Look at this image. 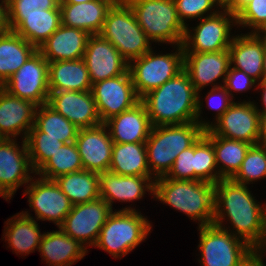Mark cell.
<instances>
[{"label": "cell", "instance_id": "obj_10", "mask_svg": "<svg viewBox=\"0 0 266 266\" xmlns=\"http://www.w3.org/2000/svg\"><path fill=\"white\" fill-rule=\"evenodd\" d=\"M210 13L200 19L199 25L193 28L194 33L190 34L186 26L182 44L184 52H216L230 47V29L233 23L236 24V13L229 8Z\"/></svg>", "mask_w": 266, "mask_h": 266}, {"label": "cell", "instance_id": "obj_25", "mask_svg": "<svg viewBox=\"0 0 266 266\" xmlns=\"http://www.w3.org/2000/svg\"><path fill=\"white\" fill-rule=\"evenodd\" d=\"M90 34L78 28H59L37 49L48 62L82 59Z\"/></svg>", "mask_w": 266, "mask_h": 266}, {"label": "cell", "instance_id": "obj_37", "mask_svg": "<svg viewBox=\"0 0 266 266\" xmlns=\"http://www.w3.org/2000/svg\"><path fill=\"white\" fill-rule=\"evenodd\" d=\"M194 180L216 184L221 180L213 148V135L204 134L194 143ZM217 168V170H216ZM215 171V172H214Z\"/></svg>", "mask_w": 266, "mask_h": 266}, {"label": "cell", "instance_id": "obj_4", "mask_svg": "<svg viewBox=\"0 0 266 266\" xmlns=\"http://www.w3.org/2000/svg\"><path fill=\"white\" fill-rule=\"evenodd\" d=\"M205 132L196 122L154 126L145 142L150 173L156 178L165 176L176 157L191 147Z\"/></svg>", "mask_w": 266, "mask_h": 266}, {"label": "cell", "instance_id": "obj_7", "mask_svg": "<svg viewBox=\"0 0 266 266\" xmlns=\"http://www.w3.org/2000/svg\"><path fill=\"white\" fill-rule=\"evenodd\" d=\"M99 35L112 43L128 62L152 49L150 40L124 0H117L108 10Z\"/></svg>", "mask_w": 266, "mask_h": 266}, {"label": "cell", "instance_id": "obj_6", "mask_svg": "<svg viewBox=\"0 0 266 266\" xmlns=\"http://www.w3.org/2000/svg\"><path fill=\"white\" fill-rule=\"evenodd\" d=\"M151 226L137 210L130 207L120 209L109 215L94 247L101 248L114 258H121L147 238Z\"/></svg>", "mask_w": 266, "mask_h": 266}, {"label": "cell", "instance_id": "obj_27", "mask_svg": "<svg viewBox=\"0 0 266 266\" xmlns=\"http://www.w3.org/2000/svg\"><path fill=\"white\" fill-rule=\"evenodd\" d=\"M10 29L37 49L61 25V10H45L43 14L8 15Z\"/></svg>", "mask_w": 266, "mask_h": 266}, {"label": "cell", "instance_id": "obj_53", "mask_svg": "<svg viewBox=\"0 0 266 266\" xmlns=\"http://www.w3.org/2000/svg\"><path fill=\"white\" fill-rule=\"evenodd\" d=\"M260 33H262L261 35H262L263 37H266V26H265V28H264ZM263 34H264V35H263Z\"/></svg>", "mask_w": 266, "mask_h": 266}, {"label": "cell", "instance_id": "obj_8", "mask_svg": "<svg viewBox=\"0 0 266 266\" xmlns=\"http://www.w3.org/2000/svg\"><path fill=\"white\" fill-rule=\"evenodd\" d=\"M133 61V62H132ZM135 91L141 99L150 91L176 77L184 70V49L177 45L175 53L157 54L152 49L129 62L128 68Z\"/></svg>", "mask_w": 266, "mask_h": 266}, {"label": "cell", "instance_id": "obj_26", "mask_svg": "<svg viewBox=\"0 0 266 266\" xmlns=\"http://www.w3.org/2000/svg\"><path fill=\"white\" fill-rule=\"evenodd\" d=\"M117 0H92L77 4H59L61 24L78 28L90 35L99 34L108 10Z\"/></svg>", "mask_w": 266, "mask_h": 266}, {"label": "cell", "instance_id": "obj_30", "mask_svg": "<svg viewBox=\"0 0 266 266\" xmlns=\"http://www.w3.org/2000/svg\"><path fill=\"white\" fill-rule=\"evenodd\" d=\"M108 171L124 176L151 177L145 142L114 143Z\"/></svg>", "mask_w": 266, "mask_h": 266}, {"label": "cell", "instance_id": "obj_20", "mask_svg": "<svg viewBox=\"0 0 266 266\" xmlns=\"http://www.w3.org/2000/svg\"><path fill=\"white\" fill-rule=\"evenodd\" d=\"M75 143L84 170L98 174L109 170L114 143L104 123L79 129Z\"/></svg>", "mask_w": 266, "mask_h": 266}, {"label": "cell", "instance_id": "obj_44", "mask_svg": "<svg viewBox=\"0 0 266 266\" xmlns=\"http://www.w3.org/2000/svg\"><path fill=\"white\" fill-rule=\"evenodd\" d=\"M256 83V80L247 75L245 72L230 66L223 86L229 92L230 96L233 97L234 95L232 94V90L233 92L246 91L252 88V86Z\"/></svg>", "mask_w": 266, "mask_h": 266}, {"label": "cell", "instance_id": "obj_18", "mask_svg": "<svg viewBox=\"0 0 266 266\" xmlns=\"http://www.w3.org/2000/svg\"><path fill=\"white\" fill-rule=\"evenodd\" d=\"M83 59L92 84L122 75L129 68V62L114 45L99 34L89 36Z\"/></svg>", "mask_w": 266, "mask_h": 266}, {"label": "cell", "instance_id": "obj_23", "mask_svg": "<svg viewBox=\"0 0 266 266\" xmlns=\"http://www.w3.org/2000/svg\"><path fill=\"white\" fill-rule=\"evenodd\" d=\"M104 124L113 143L146 142L153 127L141 101L131 109L111 117Z\"/></svg>", "mask_w": 266, "mask_h": 266}, {"label": "cell", "instance_id": "obj_15", "mask_svg": "<svg viewBox=\"0 0 266 266\" xmlns=\"http://www.w3.org/2000/svg\"><path fill=\"white\" fill-rule=\"evenodd\" d=\"M216 121L205 130L208 134L252 145L259 143L260 113L254 102H234Z\"/></svg>", "mask_w": 266, "mask_h": 266}, {"label": "cell", "instance_id": "obj_45", "mask_svg": "<svg viewBox=\"0 0 266 266\" xmlns=\"http://www.w3.org/2000/svg\"><path fill=\"white\" fill-rule=\"evenodd\" d=\"M220 85L221 86L219 87H212L210 92H208L207 97L205 98V99H208L207 103H208L209 108L217 111L216 120H218L234 103L232 100L233 98L230 97V94L226 90V88L222 84ZM216 95L220 97L218 98Z\"/></svg>", "mask_w": 266, "mask_h": 266}, {"label": "cell", "instance_id": "obj_32", "mask_svg": "<svg viewBox=\"0 0 266 266\" xmlns=\"http://www.w3.org/2000/svg\"><path fill=\"white\" fill-rule=\"evenodd\" d=\"M13 217V219L7 220L4 233L9 247L15 250V253L22 255L38 249L43 234L40 233L37 222L29 215L28 211L25 213L22 211Z\"/></svg>", "mask_w": 266, "mask_h": 266}, {"label": "cell", "instance_id": "obj_47", "mask_svg": "<svg viewBox=\"0 0 266 266\" xmlns=\"http://www.w3.org/2000/svg\"><path fill=\"white\" fill-rule=\"evenodd\" d=\"M10 24L8 19V4L7 1L0 3V35L9 32Z\"/></svg>", "mask_w": 266, "mask_h": 266}, {"label": "cell", "instance_id": "obj_51", "mask_svg": "<svg viewBox=\"0 0 266 266\" xmlns=\"http://www.w3.org/2000/svg\"><path fill=\"white\" fill-rule=\"evenodd\" d=\"M92 0H60L59 4H77V3H85Z\"/></svg>", "mask_w": 266, "mask_h": 266}, {"label": "cell", "instance_id": "obj_33", "mask_svg": "<svg viewBox=\"0 0 266 266\" xmlns=\"http://www.w3.org/2000/svg\"><path fill=\"white\" fill-rule=\"evenodd\" d=\"M54 180L73 205L100 198L98 173L83 169L63 174Z\"/></svg>", "mask_w": 266, "mask_h": 266}, {"label": "cell", "instance_id": "obj_34", "mask_svg": "<svg viewBox=\"0 0 266 266\" xmlns=\"http://www.w3.org/2000/svg\"><path fill=\"white\" fill-rule=\"evenodd\" d=\"M252 144L213 135L216 164L222 179H232L240 170ZM222 166H221V165Z\"/></svg>", "mask_w": 266, "mask_h": 266}, {"label": "cell", "instance_id": "obj_14", "mask_svg": "<svg viewBox=\"0 0 266 266\" xmlns=\"http://www.w3.org/2000/svg\"><path fill=\"white\" fill-rule=\"evenodd\" d=\"M112 208L102 198L75 204L59 227L82 245L94 246Z\"/></svg>", "mask_w": 266, "mask_h": 266}, {"label": "cell", "instance_id": "obj_46", "mask_svg": "<svg viewBox=\"0 0 266 266\" xmlns=\"http://www.w3.org/2000/svg\"><path fill=\"white\" fill-rule=\"evenodd\" d=\"M265 249H253L249 255L241 262L240 266H265L262 261V251ZM261 253V254H260Z\"/></svg>", "mask_w": 266, "mask_h": 266}, {"label": "cell", "instance_id": "obj_17", "mask_svg": "<svg viewBox=\"0 0 266 266\" xmlns=\"http://www.w3.org/2000/svg\"><path fill=\"white\" fill-rule=\"evenodd\" d=\"M28 194L29 206L34 209L38 220H48L60 227L72 210L73 204L61 191L55 180L38 178L30 181L24 196Z\"/></svg>", "mask_w": 266, "mask_h": 266}, {"label": "cell", "instance_id": "obj_2", "mask_svg": "<svg viewBox=\"0 0 266 266\" xmlns=\"http://www.w3.org/2000/svg\"><path fill=\"white\" fill-rule=\"evenodd\" d=\"M152 126L195 122L198 92L183 70L141 98Z\"/></svg>", "mask_w": 266, "mask_h": 266}, {"label": "cell", "instance_id": "obj_48", "mask_svg": "<svg viewBox=\"0 0 266 266\" xmlns=\"http://www.w3.org/2000/svg\"><path fill=\"white\" fill-rule=\"evenodd\" d=\"M249 0H218L221 8H229L236 13Z\"/></svg>", "mask_w": 266, "mask_h": 266}, {"label": "cell", "instance_id": "obj_50", "mask_svg": "<svg viewBox=\"0 0 266 266\" xmlns=\"http://www.w3.org/2000/svg\"><path fill=\"white\" fill-rule=\"evenodd\" d=\"M258 87L263 91L262 101L265 106L263 110L258 109V111L260 114H266V79H263L260 83L258 82Z\"/></svg>", "mask_w": 266, "mask_h": 266}, {"label": "cell", "instance_id": "obj_1", "mask_svg": "<svg viewBox=\"0 0 266 266\" xmlns=\"http://www.w3.org/2000/svg\"><path fill=\"white\" fill-rule=\"evenodd\" d=\"M225 215L235 228V233L232 232L234 236L254 249L266 250L265 205L261 207L255 201L245 184L233 179H221L215 184L213 223L222 227Z\"/></svg>", "mask_w": 266, "mask_h": 266}, {"label": "cell", "instance_id": "obj_24", "mask_svg": "<svg viewBox=\"0 0 266 266\" xmlns=\"http://www.w3.org/2000/svg\"><path fill=\"white\" fill-rule=\"evenodd\" d=\"M153 177L124 176L105 171L99 174L100 198L112 208L115 200L132 202L141 199L145 191H154Z\"/></svg>", "mask_w": 266, "mask_h": 266}, {"label": "cell", "instance_id": "obj_13", "mask_svg": "<svg viewBox=\"0 0 266 266\" xmlns=\"http://www.w3.org/2000/svg\"><path fill=\"white\" fill-rule=\"evenodd\" d=\"M91 92L102 123L131 109L141 101L129 70L122 75L92 84Z\"/></svg>", "mask_w": 266, "mask_h": 266}, {"label": "cell", "instance_id": "obj_39", "mask_svg": "<svg viewBox=\"0 0 266 266\" xmlns=\"http://www.w3.org/2000/svg\"><path fill=\"white\" fill-rule=\"evenodd\" d=\"M266 177V146L251 145L240 170L232 178L235 182L247 185L249 182Z\"/></svg>", "mask_w": 266, "mask_h": 266}, {"label": "cell", "instance_id": "obj_40", "mask_svg": "<svg viewBox=\"0 0 266 266\" xmlns=\"http://www.w3.org/2000/svg\"><path fill=\"white\" fill-rule=\"evenodd\" d=\"M260 33L266 26V0H249L236 12V24Z\"/></svg>", "mask_w": 266, "mask_h": 266}, {"label": "cell", "instance_id": "obj_9", "mask_svg": "<svg viewBox=\"0 0 266 266\" xmlns=\"http://www.w3.org/2000/svg\"><path fill=\"white\" fill-rule=\"evenodd\" d=\"M210 224L199 226L202 266H240L254 249L231 230Z\"/></svg>", "mask_w": 266, "mask_h": 266}, {"label": "cell", "instance_id": "obj_19", "mask_svg": "<svg viewBox=\"0 0 266 266\" xmlns=\"http://www.w3.org/2000/svg\"><path fill=\"white\" fill-rule=\"evenodd\" d=\"M47 104L79 129L102 124L91 91H50Z\"/></svg>", "mask_w": 266, "mask_h": 266}, {"label": "cell", "instance_id": "obj_16", "mask_svg": "<svg viewBox=\"0 0 266 266\" xmlns=\"http://www.w3.org/2000/svg\"><path fill=\"white\" fill-rule=\"evenodd\" d=\"M22 142L20 149L13 138H0V196L5 200H10L19 186L33 180L29 175L34 170L29 160L27 144L24 139Z\"/></svg>", "mask_w": 266, "mask_h": 266}, {"label": "cell", "instance_id": "obj_42", "mask_svg": "<svg viewBox=\"0 0 266 266\" xmlns=\"http://www.w3.org/2000/svg\"><path fill=\"white\" fill-rule=\"evenodd\" d=\"M177 15L184 26L185 19H193L199 17L202 19L209 10L216 6L221 7L218 0H174Z\"/></svg>", "mask_w": 266, "mask_h": 266}, {"label": "cell", "instance_id": "obj_21", "mask_svg": "<svg viewBox=\"0 0 266 266\" xmlns=\"http://www.w3.org/2000/svg\"><path fill=\"white\" fill-rule=\"evenodd\" d=\"M36 109L32 101L13 96L0 87V138L12 139L24 131L25 140L34 126Z\"/></svg>", "mask_w": 266, "mask_h": 266}, {"label": "cell", "instance_id": "obj_12", "mask_svg": "<svg viewBox=\"0 0 266 266\" xmlns=\"http://www.w3.org/2000/svg\"><path fill=\"white\" fill-rule=\"evenodd\" d=\"M9 94L32 101L37 106L48 103V61L37 50L2 86Z\"/></svg>", "mask_w": 266, "mask_h": 266}, {"label": "cell", "instance_id": "obj_29", "mask_svg": "<svg viewBox=\"0 0 266 266\" xmlns=\"http://www.w3.org/2000/svg\"><path fill=\"white\" fill-rule=\"evenodd\" d=\"M49 91H91L84 59L48 62Z\"/></svg>", "mask_w": 266, "mask_h": 266}, {"label": "cell", "instance_id": "obj_3", "mask_svg": "<svg viewBox=\"0 0 266 266\" xmlns=\"http://www.w3.org/2000/svg\"><path fill=\"white\" fill-rule=\"evenodd\" d=\"M153 195L192 220L200 221L199 226L213 224L215 184L162 176L154 181Z\"/></svg>", "mask_w": 266, "mask_h": 266}, {"label": "cell", "instance_id": "obj_41", "mask_svg": "<svg viewBox=\"0 0 266 266\" xmlns=\"http://www.w3.org/2000/svg\"><path fill=\"white\" fill-rule=\"evenodd\" d=\"M60 0H7L8 15L43 14L45 10H60Z\"/></svg>", "mask_w": 266, "mask_h": 266}, {"label": "cell", "instance_id": "obj_38", "mask_svg": "<svg viewBox=\"0 0 266 266\" xmlns=\"http://www.w3.org/2000/svg\"><path fill=\"white\" fill-rule=\"evenodd\" d=\"M29 160L36 173L64 143L56 138L43 137V132L33 126L26 138Z\"/></svg>", "mask_w": 266, "mask_h": 266}, {"label": "cell", "instance_id": "obj_28", "mask_svg": "<svg viewBox=\"0 0 266 266\" xmlns=\"http://www.w3.org/2000/svg\"><path fill=\"white\" fill-rule=\"evenodd\" d=\"M38 251L49 266H71L81 260L88 250L86 245L59 228L58 231L43 233Z\"/></svg>", "mask_w": 266, "mask_h": 266}, {"label": "cell", "instance_id": "obj_52", "mask_svg": "<svg viewBox=\"0 0 266 266\" xmlns=\"http://www.w3.org/2000/svg\"><path fill=\"white\" fill-rule=\"evenodd\" d=\"M265 42H266V37H264ZM263 71H264V79H266V50L264 54V59H263Z\"/></svg>", "mask_w": 266, "mask_h": 266}, {"label": "cell", "instance_id": "obj_22", "mask_svg": "<svg viewBox=\"0 0 266 266\" xmlns=\"http://www.w3.org/2000/svg\"><path fill=\"white\" fill-rule=\"evenodd\" d=\"M230 63L233 68L245 72L257 82L264 79L263 59L266 42L260 33L234 36L230 47Z\"/></svg>", "mask_w": 266, "mask_h": 266}, {"label": "cell", "instance_id": "obj_43", "mask_svg": "<svg viewBox=\"0 0 266 266\" xmlns=\"http://www.w3.org/2000/svg\"><path fill=\"white\" fill-rule=\"evenodd\" d=\"M194 144L182 151L165 177L174 180H194Z\"/></svg>", "mask_w": 266, "mask_h": 266}, {"label": "cell", "instance_id": "obj_31", "mask_svg": "<svg viewBox=\"0 0 266 266\" xmlns=\"http://www.w3.org/2000/svg\"><path fill=\"white\" fill-rule=\"evenodd\" d=\"M37 51L15 31L0 35V87Z\"/></svg>", "mask_w": 266, "mask_h": 266}, {"label": "cell", "instance_id": "obj_36", "mask_svg": "<svg viewBox=\"0 0 266 266\" xmlns=\"http://www.w3.org/2000/svg\"><path fill=\"white\" fill-rule=\"evenodd\" d=\"M83 170L76 143L63 144L51 158L35 173L42 178L54 180L57 177Z\"/></svg>", "mask_w": 266, "mask_h": 266}, {"label": "cell", "instance_id": "obj_49", "mask_svg": "<svg viewBox=\"0 0 266 266\" xmlns=\"http://www.w3.org/2000/svg\"><path fill=\"white\" fill-rule=\"evenodd\" d=\"M259 144L266 146V114H260Z\"/></svg>", "mask_w": 266, "mask_h": 266}, {"label": "cell", "instance_id": "obj_5", "mask_svg": "<svg viewBox=\"0 0 266 266\" xmlns=\"http://www.w3.org/2000/svg\"><path fill=\"white\" fill-rule=\"evenodd\" d=\"M152 42L183 44L186 26L180 21L174 0H124Z\"/></svg>", "mask_w": 266, "mask_h": 266}, {"label": "cell", "instance_id": "obj_35", "mask_svg": "<svg viewBox=\"0 0 266 266\" xmlns=\"http://www.w3.org/2000/svg\"><path fill=\"white\" fill-rule=\"evenodd\" d=\"M34 126L41 132L43 137H52L60 142H75L79 128L56 112L48 104L37 106Z\"/></svg>", "mask_w": 266, "mask_h": 266}, {"label": "cell", "instance_id": "obj_11", "mask_svg": "<svg viewBox=\"0 0 266 266\" xmlns=\"http://www.w3.org/2000/svg\"><path fill=\"white\" fill-rule=\"evenodd\" d=\"M230 66L229 50L184 52V71L188 74L194 88L198 92V108L195 122L205 130L210 127V124L202 120L199 121L200 114L202 113L199 92L211 83L213 87H219L215 84V81L219 78H222L224 83Z\"/></svg>", "mask_w": 266, "mask_h": 266}]
</instances>
